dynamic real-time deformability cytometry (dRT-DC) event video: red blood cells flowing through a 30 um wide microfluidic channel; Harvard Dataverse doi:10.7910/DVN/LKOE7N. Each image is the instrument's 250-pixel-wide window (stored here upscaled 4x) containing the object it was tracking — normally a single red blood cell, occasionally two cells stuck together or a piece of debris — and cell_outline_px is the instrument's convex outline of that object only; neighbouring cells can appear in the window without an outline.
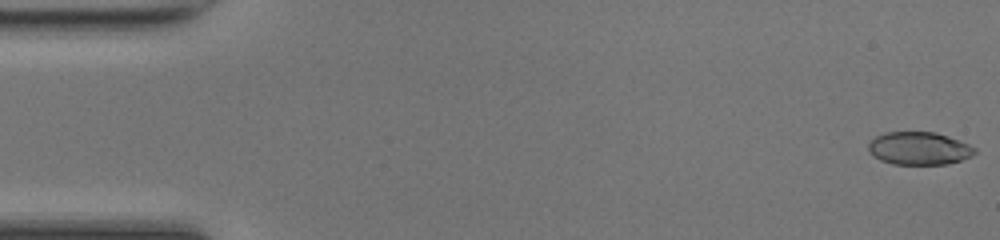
{"species": "common noctule bat (a hibernating species)", "species_latin": "Nyctalus noctula", "temperature_condition": "room temperature", "stored_images_in_passage": 49, "camera_frame_rate_fps": 3000, "um_per_image_px": 0.085, "animal": {"sex": "female", "body_mass_g": 17.0, "forearm_length_mm": 48.0}, "frame": {"image": 1, "passage_image": 1, "time_ms": 0.0, "image_size_px": [1000, 240], "cell_outline_px": [[976, 152], [972, 156], [948, 164], [892, 164], [880, 160], [868, 152], [868, 144], [876, 136], [884, 132], [936, 132], [948, 136], [968, 144], [976, 148]], "centroid_in_image_um": [78.11, 12.61], "position_along_channel_um": 6.9, "area_um2": 20.4}}
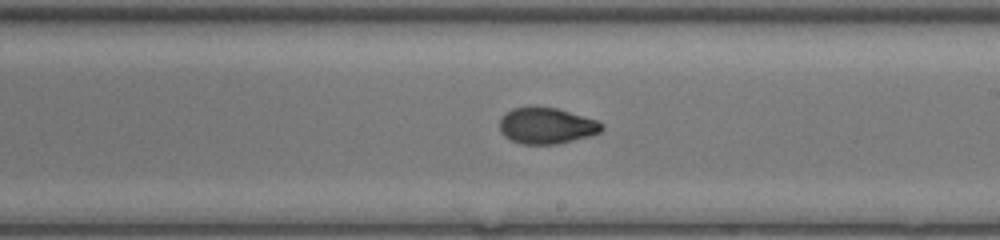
{"frame": {"image": 2, "passage_image": 28, "time_ms": 9.0, "image_size_px": [1000, 240], "cell_outline_px": [[604, 128], [600, 132], [588, 136], [556, 144], [520, 144], [504, 136], [500, 132], [500, 116], [504, 112], [512, 108], [556, 108], [596, 120], [604, 124]], "centroid_in_image_um": [46.42, 10.7], "position_along_channel_um": 242.6, "area_um2": 21.27}}
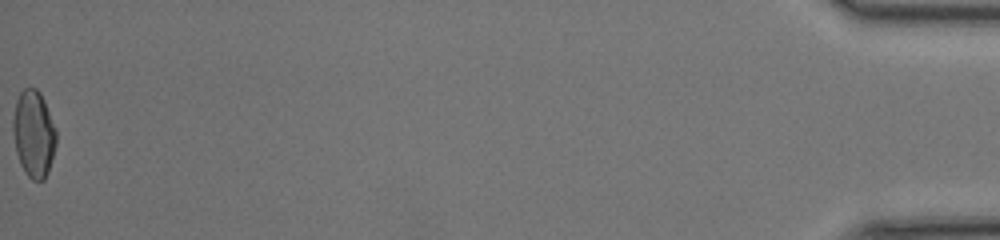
{"frame": {"image": 3, "passage_image": 49, "time_ms": 16.0, "image_size_px": [1000, 240], "cell_outline_px": [[56, 144], [48, 172], [44, 180], [32, 180], [24, 172], [20, 164], [16, 152], [12, 132], [12, 120], [16, 100], [20, 92], [24, 88], [36, 88], [40, 92], [44, 100], [56, 128]], "centroid_in_image_um": [2.85, 11.37], "position_along_channel_um": 432.3, "area_um2": 22.08}, "authors_computed_cell_mechanics": {"area_um2": 21.6172, "velocity_mm_per_s": 4.2968, "shape_relaxation_time_tau1_ms": 9.22, "shape_relaxation_time_tau2_ms": 0.8639, "deformation_change_tau1": 0.2347, "deformation_change_tau2": 0.042}}